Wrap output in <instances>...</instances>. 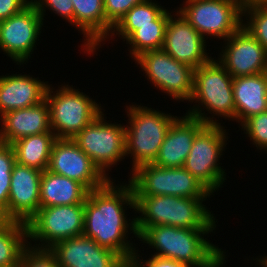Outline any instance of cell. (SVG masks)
I'll return each mask as SVG.
<instances>
[{"label":"cell","instance_id":"24","mask_svg":"<svg viewBox=\"0 0 267 267\" xmlns=\"http://www.w3.org/2000/svg\"><path fill=\"white\" fill-rule=\"evenodd\" d=\"M89 190L76 180L52 173L42 172L40 181V207L85 203Z\"/></svg>","mask_w":267,"mask_h":267},{"label":"cell","instance_id":"12","mask_svg":"<svg viewBox=\"0 0 267 267\" xmlns=\"http://www.w3.org/2000/svg\"><path fill=\"white\" fill-rule=\"evenodd\" d=\"M103 112L80 131L73 141L107 176L110 167L125 159V125L107 123ZM107 172V173H106Z\"/></svg>","mask_w":267,"mask_h":267},{"label":"cell","instance_id":"1","mask_svg":"<svg viewBox=\"0 0 267 267\" xmlns=\"http://www.w3.org/2000/svg\"><path fill=\"white\" fill-rule=\"evenodd\" d=\"M125 205L136 210L130 183L115 185L113 180H109L104 186L89 191L84 203L83 235L116 252L129 263L136 248L130 240H126L128 230L132 231L135 237H138V233L136 218L126 219Z\"/></svg>","mask_w":267,"mask_h":267},{"label":"cell","instance_id":"8","mask_svg":"<svg viewBox=\"0 0 267 267\" xmlns=\"http://www.w3.org/2000/svg\"><path fill=\"white\" fill-rule=\"evenodd\" d=\"M134 196L209 198L212 193L184 167L165 168L153 163L131 171Z\"/></svg>","mask_w":267,"mask_h":267},{"label":"cell","instance_id":"36","mask_svg":"<svg viewBox=\"0 0 267 267\" xmlns=\"http://www.w3.org/2000/svg\"><path fill=\"white\" fill-rule=\"evenodd\" d=\"M259 264L261 265V267H267V256L264 257H260V259H258Z\"/></svg>","mask_w":267,"mask_h":267},{"label":"cell","instance_id":"32","mask_svg":"<svg viewBox=\"0 0 267 267\" xmlns=\"http://www.w3.org/2000/svg\"><path fill=\"white\" fill-rule=\"evenodd\" d=\"M31 3L42 17L45 15V9L48 8L73 25L74 8L71 0H31Z\"/></svg>","mask_w":267,"mask_h":267},{"label":"cell","instance_id":"33","mask_svg":"<svg viewBox=\"0 0 267 267\" xmlns=\"http://www.w3.org/2000/svg\"><path fill=\"white\" fill-rule=\"evenodd\" d=\"M142 1L144 0H104L106 22L113 28L133 6Z\"/></svg>","mask_w":267,"mask_h":267},{"label":"cell","instance_id":"16","mask_svg":"<svg viewBox=\"0 0 267 267\" xmlns=\"http://www.w3.org/2000/svg\"><path fill=\"white\" fill-rule=\"evenodd\" d=\"M224 44L218 62L232 77L267 72V52L243 26Z\"/></svg>","mask_w":267,"mask_h":267},{"label":"cell","instance_id":"22","mask_svg":"<svg viewBox=\"0 0 267 267\" xmlns=\"http://www.w3.org/2000/svg\"><path fill=\"white\" fill-rule=\"evenodd\" d=\"M74 8L73 26L84 34V53L91 54L106 41L112 27L106 22L104 0H71Z\"/></svg>","mask_w":267,"mask_h":267},{"label":"cell","instance_id":"11","mask_svg":"<svg viewBox=\"0 0 267 267\" xmlns=\"http://www.w3.org/2000/svg\"><path fill=\"white\" fill-rule=\"evenodd\" d=\"M245 0H186L179 7L184 18L205 38L226 40L243 22L242 6Z\"/></svg>","mask_w":267,"mask_h":267},{"label":"cell","instance_id":"29","mask_svg":"<svg viewBox=\"0 0 267 267\" xmlns=\"http://www.w3.org/2000/svg\"><path fill=\"white\" fill-rule=\"evenodd\" d=\"M242 16L246 22L242 26L264 47L267 52V0H245Z\"/></svg>","mask_w":267,"mask_h":267},{"label":"cell","instance_id":"26","mask_svg":"<svg viewBox=\"0 0 267 267\" xmlns=\"http://www.w3.org/2000/svg\"><path fill=\"white\" fill-rule=\"evenodd\" d=\"M27 242L25 223L0 219V267H20Z\"/></svg>","mask_w":267,"mask_h":267},{"label":"cell","instance_id":"20","mask_svg":"<svg viewBox=\"0 0 267 267\" xmlns=\"http://www.w3.org/2000/svg\"><path fill=\"white\" fill-rule=\"evenodd\" d=\"M205 125L186 114L179 116L171 124L153 164L165 168L183 167L194 138Z\"/></svg>","mask_w":267,"mask_h":267},{"label":"cell","instance_id":"18","mask_svg":"<svg viewBox=\"0 0 267 267\" xmlns=\"http://www.w3.org/2000/svg\"><path fill=\"white\" fill-rule=\"evenodd\" d=\"M49 250L59 267H128L119 254L84 235L58 242Z\"/></svg>","mask_w":267,"mask_h":267},{"label":"cell","instance_id":"13","mask_svg":"<svg viewBox=\"0 0 267 267\" xmlns=\"http://www.w3.org/2000/svg\"><path fill=\"white\" fill-rule=\"evenodd\" d=\"M154 87L175 100H190L194 68L172 58L163 49L146 51L134 59Z\"/></svg>","mask_w":267,"mask_h":267},{"label":"cell","instance_id":"35","mask_svg":"<svg viewBox=\"0 0 267 267\" xmlns=\"http://www.w3.org/2000/svg\"><path fill=\"white\" fill-rule=\"evenodd\" d=\"M31 0H0V22L20 13Z\"/></svg>","mask_w":267,"mask_h":267},{"label":"cell","instance_id":"27","mask_svg":"<svg viewBox=\"0 0 267 267\" xmlns=\"http://www.w3.org/2000/svg\"><path fill=\"white\" fill-rule=\"evenodd\" d=\"M171 13L167 9L154 21V25L137 26V30L126 40L133 59L140 54L162 49L165 29Z\"/></svg>","mask_w":267,"mask_h":267},{"label":"cell","instance_id":"9","mask_svg":"<svg viewBox=\"0 0 267 267\" xmlns=\"http://www.w3.org/2000/svg\"><path fill=\"white\" fill-rule=\"evenodd\" d=\"M226 133L221 124H206L194 138L183 166L212 194L226 180L225 171L219 166V158L227 145Z\"/></svg>","mask_w":267,"mask_h":267},{"label":"cell","instance_id":"31","mask_svg":"<svg viewBox=\"0 0 267 267\" xmlns=\"http://www.w3.org/2000/svg\"><path fill=\"white\" fill-rule=\"evenodd\" d=\"M20 267H59L55 255L49 249L29 245L21 254Z\"/></svg>","mask_w":267,"mask_h":267},{"label":"cell","instance_id":"4","mask_svg":"<svg viewBox=\"0 0 267 267\" xmlns=\"http://www.w3.org/2000/svg\"><path fill=\"white\" fill-rule=\"evenodd\" d=\"M42 172L0 151V219L26 224L37 213Z\"/></svg>","mask_w":267,"mask_h":267},{"label":"cell","instance_id":"2","mask_svg":"<svg viewBox=\"0 0 267 267\" xmlns=\"http://www.w3.org/2000/svg\"><path fill=\"white\" fill-rule=\"evenodd\" d=\"M213 230L155 225L147 227L138 238L156 249L152 256L184 262L191 267H223L225 252L204 239Z\"/></svg>","mask_w":267,"mask_h":267},{"label":"cell","instance_id":"5","mask_svg":"<svg viewBox=\"0 0 267 267\" xmlns=\"http://www.w3.org/2000/svg\"><path fill=\"white\" fill-rule=\"evenodd\" d=\"M233 77L226 69L212 58L206 64L194 69L193 91L191 103H197L186 115L197 118L205 124H221L205 115L204 108L213 116L235 120V104L233 95ZM201 104V105H200ZM200 105V106H199ZM204 107L203 109L201 108ZM202 110L204 111L202 113Z\"/></svg>","mask_w":267,"mask_h":267},{"label":"cell","instance_id":"6","mask_svg":"<svg viewBox=\"0 0 267 267\" xmlns=\"http://www.w3.org/2000/svg\"><path fill=\"white\" fill-rule=\"evenodd\" d=\"M126 109L129 126L125 130V152L127 156L131 154L133 171L154 162L171 124L178 117L140 105H129Z\"/></svg>","mask_w":267,"mask_h":267},{"label":"cell","instance_id":"7","mask_svg":"<svg viewBox=\"0 0 267 267\" xmlns=\"http://www.w3.org/2000/svg\"><path fill=\"white\" fill-rule=\"evenodd\" d=\"M50 86L48 84L45 100L49 106L51 131L57 139H73L102 113L101 106L80 89L67 84L54 92L55 88Z\"/></svg>","mask_w":267,"mask_h":267},{"label":"cell","instance_id":"10","mask_svg":"<svg viewBox=\"0 0 267 267\" xmlns=\"http://www.w3.org/2000/svg\"><path fill=\"white\" fill-rule=\"evenodd\" d=\"M26 226L28 240L31 239L35 243L38 240L41 242L32 246L28 241L27 245L50 249L58 242L83 235L84 203L40 207Z\"/></svg>","mask_w":267,"mask_h":267},{"label":"cell","instance_id":"23","mask_svg":"<svg viewBox=\"0 0 267 267\" xmlns=\"http://www.w3.org/2000/svg\"><path fill=\"white\" fill-rule=\"evenodd\" d=\"M235 120L242 125L248 118L267 111V72L233 77Z\"/></svg>","mask_w":267,"mask_h":267},{"label":"cell","instance_id":"15","mask_svg":"<svg viewBox=\"0 0 267 267\" xmlns=\"http://www.w3.org/2000/svg\"><path fill=\"white\" fill-rule=\"evenodd\" d=\"M47 170L83 184L89 191L104 186L105 176L73 139H57L52 147Z\"/></svg>","mask_w":267,"mask_h":267},{"label":"cell","instance_id":"21","mask_svg":"<svg viewBox=\"0 0 267 267\" xmlns=\"http://www.w3.org/2000/svg\"><path fill=\"white\" fill-rule=\"evenodd\" d=\"M47 86V82L26 74L0 76V117L6 112L42 102Z\"/></svg>","mask_w":267,"mask_h":267},{"label":"cell","instance_id":"34","mask_svg":"<svg viewBox=\"0 0 267 267\" xmlns=\"http://www.w3.org/2000/svg\"><path fill=\"white\" fill-rule=\"evenodd\" d=\"M138 251L132 255L128 267H191L184 262H178L167 258L151 256L148 260H144L145 263L140 259Z\"/></svg>","mask_w":267,"mask_h":267},{"label":"cell","instance_id":"30","mask_svg":"<svg viewBox=\"0 0 267 267\" xmlns=\"http://www.w3.org/2000/svg\"><path fill=\"white\" fill-rule=\"evenodd\" d=\"M241 126L253 145L267 152V111L248 118Z\"/></svg>","mask_w":267,"mask_h":267},{"label":"cell","instance_id":"25","mask_svg":"<svg viewBox=\"0 0 267 267\" xmlns=\"http://www.w3.org/2000/svg\"><path fill=\"white\" fill-rule=\"evenodd\" d=\"M56 140L52 131L31 135L13 142L4 152L20 165L44 171Z\"/></svg>","mask_w":267,"mask_h":267},{"label":"cell","instance_id":"19","mask_svg":"<svg viewBox=\"0 0 267 267\" xmlns=\"http://www.w3.org/2000/svg\"><path fill=\"white\" fill-rule=\"evenodd\" d=\"M0 120V151H5L21 138L51 131L49 106L45 99L34 106L6 112Z\"/></svg>","mask_w":267,"mask_h":267},{"label":"cell","instance_id":"28","mask_svg":"<svg viewBox=\"0 0 267 267\" xmlns=\"http://www.w3.org/2000/svg\"><path fill=\"white\" fill-rule=\"evenodd\" d=\"M166 9L152 0H144L133 6L113 27L109 37L121 36L127 40L136 30L137 26L154 25V21Z\"/></svg>","mask_w":267,"mask_h":267},{"label":"cell","instance_id":"3","mask_svg":"<svg viewBox=\"0 0 267 267\" xmlns=\"http://www.w3.org/2000/svg\"><path fill=\"white\" fill-rule=\"evenodd\" d=\"M138 236L150 226L168 225L188 229H215V217L202 204L207 198L134 196Z\"/></svg>","mask_w":267,"mask_h":267},{"label":"cell","instance_id":"14","mask_svg":"<svg viewBox=\"0 0 267 267\" xmlns=\"http://www.w3.org/2000/svg\"><path fill=\"white\" fill-rule=\"evenodd\" d=\"M44 18L30 3L20 13L0 22V50L16 64L27 62L36 47ZM29 58V59H28Z\"/></svg>","mask_w":267,"mask_h":267},{"label":"cell","instance_id":"17","mask_svg":"<svg viewBox=\"0 0 267 267\" xmlns=\"http://www.w3.org/2000/svg\"><path fill=\"white\" fill-rule=\"evenodd\" d=\"M169 16L162 49L175 60L198 68L212 59L207 55L205 38L177 11Z\"/></svg>","mask_w":267,"mask_h":267}]
</instances>
